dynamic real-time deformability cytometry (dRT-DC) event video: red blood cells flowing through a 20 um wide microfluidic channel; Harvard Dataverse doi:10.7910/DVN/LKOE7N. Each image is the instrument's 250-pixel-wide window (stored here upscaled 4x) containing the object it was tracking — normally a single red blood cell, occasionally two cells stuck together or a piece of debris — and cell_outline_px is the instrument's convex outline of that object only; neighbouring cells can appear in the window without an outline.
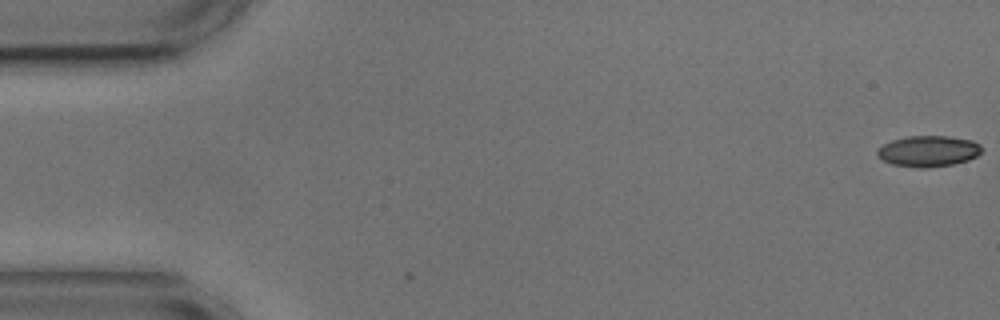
{"species": "common noctule bat (a hibernating species)", "species_latin": "Nyctalus noctula", "temperature_condition": "cold", "stored_images_in_passage": 5, "camera_frame_rate_fps": 3000, "um_per_image_px": 0.085, "animal": {"sex": "male", "body_mass_g": 17.9, "forearm_length_mm": 54.2}, "frame": {"image": 1, "passage_image": 1, "time_ms": 0.0, "image_size_px": [1000, 320], "cell_outline_px": [[980, 152], [976, 156], [968, 160], [952, 164], [924, 168], [920, 168], [892, 164], [884, 160], [876, 152], [884, 144], [892, 140], [908, 136], [948, 136], [972, 140], [980, 144]], "centroid_in_image_um": [78.92, 12.84], "position_along_channel_um": 6.1, "area_um2": 18.55}}
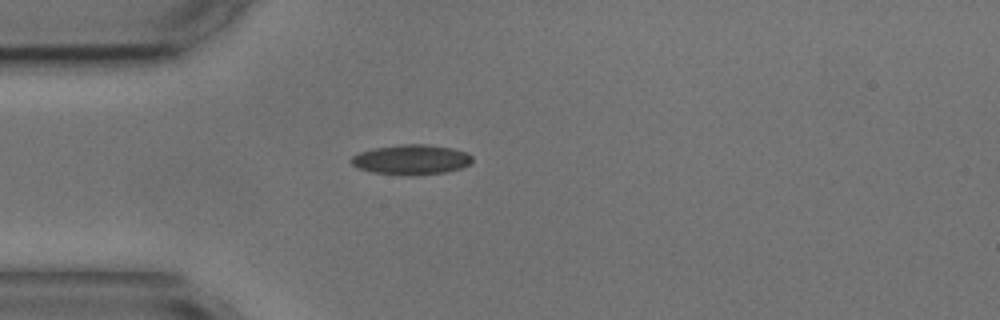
{"frame": {"image": 2, "passage_image": 5, "time_ms": 4.667, "image_size_px": [1000, 320], "cell_outline_px": [[472, 160], [468, 164], [460, 168], [444, 172], [416, 176], [408, 176], [372, 172], [356, 168], [348, 160], [352, 156], [360, 152], [376, 148], [404, 144], [424, 144], [452, 148], [468, 152], [472, 156]], "centroid_in_image_um": [34.93, 13.58], "position_along_channel_um": 50.1, "area_um2": 21.21}}